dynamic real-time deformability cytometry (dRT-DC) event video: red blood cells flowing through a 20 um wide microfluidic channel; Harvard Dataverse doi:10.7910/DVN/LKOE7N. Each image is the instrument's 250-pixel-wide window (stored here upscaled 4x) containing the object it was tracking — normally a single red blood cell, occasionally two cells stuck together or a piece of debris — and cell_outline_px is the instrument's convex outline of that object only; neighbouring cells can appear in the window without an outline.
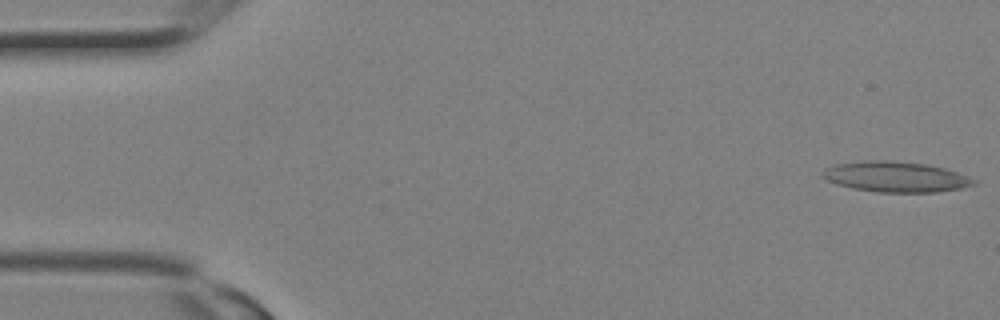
{"species": "Egyptian fruit bat (a non-hibernating species)", "species_latin": "Rousettus aegyptiacus", "temperature_condition": "room temperature", "stored_images_in_passage": 3, "camera_frame_rate_fps": 3000, "um_per_image_px": 0.085, "animal": {"sex": "female"}, "frame": {"image": 1, "passage_image": 1, "time_ms": 0.0, "image_size_px": [1000, 320], "cell_outline_px": [[980, 180], [976, 184], [960, 188], [936, 192], [876, 192], [852, 188], [828, 180], [820, 176], [820, 172], [824, 168], [836, 164], [864, 160], [888, 160], [924, 164], [944, 168]], "centroid_in_image_um": [76.13, 15.02], "position_along_channel_um": 8.9, "area_um2": 26.88}}
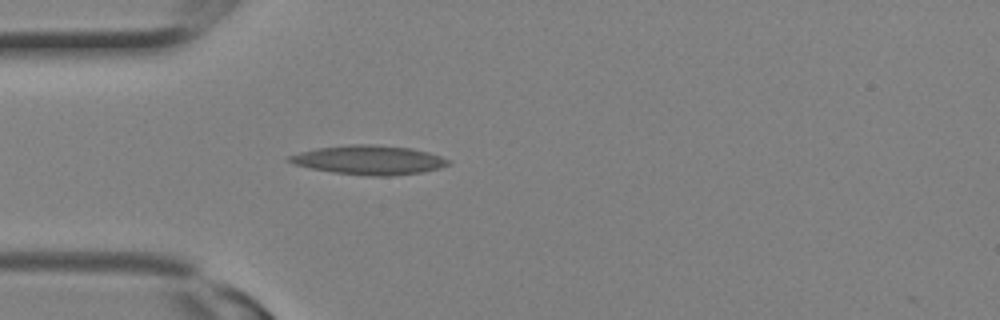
{"frame": {"image": 2, "passage_image": 3, "time_ms": 0.667, "image_size_px": [1000, 320], "cell_outline_px": [[452, 160], [448, 164], [440, 168], [420, 172], [392, 176], [372, 176], [336, 172], [312, 168], [292, 164], [284, 160], [288, 156], [300, 152], [316, 148], [348, 144], [372, 144], [412, 148], [428, 152]], "centroid_in_image_um": [31.35, 13.59], "position_along_channel_um": 53.7, "area_um2": 26.99}}